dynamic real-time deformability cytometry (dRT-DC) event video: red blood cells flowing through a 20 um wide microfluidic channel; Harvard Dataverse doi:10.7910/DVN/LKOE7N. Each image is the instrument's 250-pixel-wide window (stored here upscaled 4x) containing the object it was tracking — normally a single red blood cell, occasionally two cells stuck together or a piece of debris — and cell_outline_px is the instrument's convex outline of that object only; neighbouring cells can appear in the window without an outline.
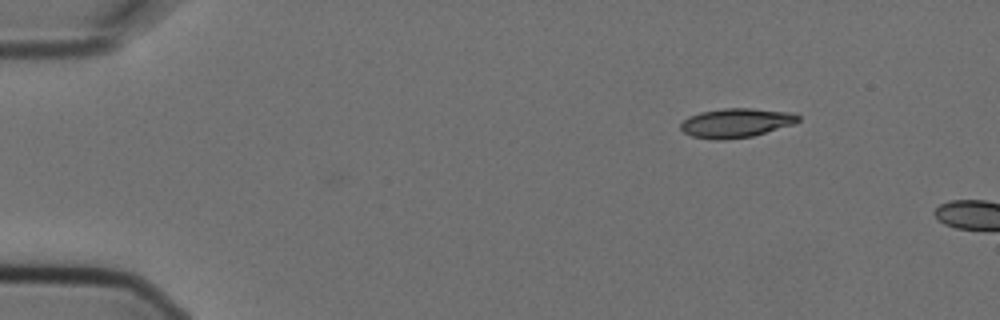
{"species": "Egyptian fruit bat (a non-hibernating species)", "species_latin": "Rousettus aegyptiacus", "temperature_condition": "cold", "stored_images_in_passage": 2, "camera_frame_rate_fps": 3000, "um_per_image_px": 0.085, "animal": {"sex": "female"}, "frame": {"image": 1, "passage_image": 1, "time_ms": 0.0, "image_size_px": [1000, 320], "cell_outline_px": [[800, 120], [792, 124], [752, 136], [724, 140], [716, 140], [692, 136], [684, 132], [680, 128], [680, 124], [688, 116], [700, 112], [724, 108], [752, 108], [792, 112], [800, 116]], "centroid_in_image_um": [62.55, 10.44], "position_along_channel_um": 22.4, "area_um2": 19.94}}